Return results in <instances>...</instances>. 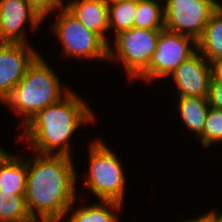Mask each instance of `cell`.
Wrapping results in <instances>:
<instances>
[{"instance_id":"277c9868","label":"cell","mask_w":222,"mask_h":222,"mask_svg":"<svg viewBox=\"0 0 222 222\" xmlns=\"http://www.w3.org/2000/svg\"><path fill=\"white\" fill-rule=\"evenodd\" d=\"M102 137L89 140L88 147V168L87 175L82 182L84 189L92 193L96 200L115 201L125 203L127 197L126 167L121 157L117 156L114 148L108 147ZM120 158V159H119Z\"/></svg>"},{"instance_id":"e0dca14e","label":"cell","mask_w":222,"mask_h":222,"mask_svg":"<svg viewBox=\"0 0 222 222\" xmlns=\"http://www.w3.org/2000/svg\"><path fill=\"white\" fill-rule=\"evenodd\" d=\"M138 1L108 0L109 29L115 35L134 26Z\"/></svg>"},{"instance_id":"6da1fadb","label":"cell","mask_w":222,"mask_h":222,"mask_svg":"<svg viewBox=\"0 0 222 222\" xmlns=\"http://www.w3.org/2000/svg\"><path fill=\"white\" fill-rule=\"evenodd\" d=\"M72 89L55 104L40 110L17 134L16 142H23L24 151L42 155L72 157L75 132L81 127L93 126L98 115L88 100ZM91 107V108H90ZM97 116V117H96ZM91 124V125H90ZM21 139V140H20Z\"/></svg>"},{"instance_id":"d6986e66","label":"cell","mask_w":222,"mask_h":222,"mask_svg":"<svg viewBox=\"0 0 222 222\" xmlns=\"http://www.w3.org/2000/svg\"><path fill=\"white\" fill-rule=\"evenodd\" d=\"M29 217L25 195L0 191V222H20Z\"/></svg>"},{"instance_id":"4316f807","label":"cell","mask_w":222,"mask_h":222,"mask_svg":"<svg viewBox=\"0 0 222 222\" xmlns=\"http://www.w3.org/2000/svg\"><path fill=\"white\" fill-rule=\"evenodd\" d=\"M3 148H5V147H3L2 145H0V151H1Z\"/></svg>"},{"instance_id":"5bb4252c","label":"cell","mask_w":222,"mask_h":222,"mask_svg":"<svg viewBox=\"0 0 222 222\" xmlns=\"http://www.w3.org/2000/svg\"><path fill=\"white\" fill-rule=\"evenodd\" d=\"M20 154L15 155L4 148L0 151V191L12 192V195H25L27 155Z\"/></svg>"},{"instance_id":"30bf717a","label":"cell","mask_w":222,"mask_h":222,"mask_svg":"<svg viewBox=\"0 0 222 222\" xmlns=\"http://www.w3.org/2000/svg\"><path fill=\"white\" fill-rule=\"evenodd\" d=\"M39 53L33 43L0 42V104L23 79L28 65Z\"/></svg>"},{"instance_id":"52a82bcc","label":"cell","mask_w":222,"mask_h":222,"mask_svg":"<svg viewBox=\"0 0 222 222\" xmlns=\"http://www.w3.org/2000/svg\"><path fill=\"white\" fill-rule=\"evenodd\" d=\"M196 52L197 41L194 38L164 28L159 34L148 68L136 80L146 84L161 82L163 79L166 82V79Z\"/></svg>"},{"instance_id":"ba28073f","label":"cell","mask_w":222,"mask_h":222,"mask_svg":"<svg viewBox=\"0 0 222 222\" xmlns=\"http://www.w3.org/2000/svg\"><path fill=\"white\" fill-rule=\"evenodd\" d=\"M165 29L201 37L211 15L222 4L219 0H163Z\"/></svg>"},{"instance_id":"9c48e42d","label":"cell","mask_w":222,"mask_h":222,"mask_svg":"<svg viewBox=\"0 0 222 222\" xmlns=\"http://www.w3.org/2000/svg\"><path fill=\"white\" fill-rule=\"evenodd\" d=\"M43 22L26 0H0L1 43L31 44L27 29L36 34Z\"/></svg>"},{"instance_id":"7402d4cb","label":"cell","mask_w":222,"mask_h":222,"mask_svg":"<svg viewBox=\"0 0 222 222\" xmlns=\"http://www.w3.org/2000/svg\"><path fill=\"white\" fill-rule=\"evenodd\" d=\"M207 98L210 107L222 110V82L217 81L213 76L209 83Z\"/></svg>"},{"instance_id":"5b68a950","label":"cell","mask_w":222,"mask_h":222,"mask_svg":"<svg viewBox=\"0 0 222 222\" xmlns=\"http://www.w3.org/2000/svg\"><path fill=\"white\" fill-rule=\"evenodd\" d=\"M53 15L56 19L48 22V28L61 44L62 59L66 57L78 62L93 60L107 63L108 44L97 33L87 29L65 7L56 10Z\"/></svg>"},{"instance_id":"44dd1931","label":"cell","mask_w":222,"mask_h":222,"mask_svg":"<svg viewBox=\"0 0 222 222\" xmlns=\"http://www.w3.org/2000/svg\"><path fill=\"white\" fill-rule=\"evenodd\" d=\"M44 20L65 6L66 0H26Z\"/></svg>"},{"instance_id":"484cf974","label":"cell","mask_w":222,"mask_h":222,"mask_svg":"<svg viewBox=\"0 0 222 222\" xmlns=\"http://www.w3.org/2000/svg\"><path fill=\"white\" fill-rule=\"evenodd\" d=\"M20 222H55V221L48 218L30 216L29 218Z\"/></svg>"},{"instance_id":"7a4b0ae2","label":"cell","mask_w":222,"mask_h":222,"mask_svg":"<svg viewBox=\"0 0 222 222\" xmlns=\"http://www.w3.org/2000/svg\"><path fill=\"white\" fill-rule=\"evenodd\" d=\"M25 202L30 216L61 222L78 197L75 157L30 152ZM33 156V157H32ZM76 165V166H75ZM78 183V184H77Z\"/></svg>"},{"instance_id":"ffe728a7","label":"cell","mask_w":222,"mask_h":222,"mask_svg":"<svg viewBox=\"0 0 222 222\" xmlns=\"http://www.w3.org/2000/svg\"><path fill=\"white\" fill-rule=\"evenodd\" d=\"M205 149L222 145V110L210 107L203 127L202 135L197 139Z\"/></svg>"},{"instance_id":"cb8c5ba5","label":"cell","mask_w":222,"mask_h":222,"mask_svg":"<svg viewBox=\"0 0 222 222\" xmlns=\"http://www.w3.org/2000/svg\"><path fill=\"white\" fill-rule=\"evenodd\" d=\"M219 211V209L217 210V208L215 209H212V210H210L209 209V211L208 212H205V213H203V212H201L210 222H222V211H221V213L220 212H218Z\"/></svg>"},{"instance_id":"d4e9b609","label":"cell","mask_w":222,"mask_h":222,"mask_svg":"<svg viewBox=\"0 0 222 222\" xmlns=\"http://www.w3.org/2000/svg\"><path fill=\"white\" fill-rule=\"evenodd\" d=\"M181 220H179V222H210L203 214L200 213V215L198 214V217H193V218H182L179 217ZM185 219V220H184Z\"/></svg>"},{"instance_id":"603a6c76","label":"cell","mask_w":222,"mask_h":222,"mask_svg":"<svg viewBox=\"0 0 222 222\" xmlns=\"http://www.w3.org/2000/svg\"><path fill=\"white\" fill-rule=\"evenodd\" d=\"M212 76L219 82H222V58H219L211 63Z\"/></svg>"},{"instance_id":"8fae6325","label":"cell","mask_w":222,"mask_h":222,"mask_svg":"<svg viewBox=\"0 0 222 222\" xmlns=\"http://www.w3.org/2000/svg\"><path fill=\"white\" fill-rule=\"evenodd\" d=\"M211 77V63L197 51L168 78L171 80V85L174 83V93L178 94L177 96L207 97Z\"/></svg>"},{"instance_id":"8992f818","label":"cell","mask_w":222,"mask_h":222,"mask_svg":"<svg viewBox=\"0 0 222 222\" xmlns=\"http://www.w3.org/2000/svg\"><path fill=\"white\" fill-rule=\"evenodd\" d=\"M161 30L132 27L113 35V43L107 45V63H121L127 79L133 84V80L148 68Z\"/></svg>"},{"instance_id":"9a60e30c","label":"cell","mask_w":222,"mask_h":222,"mask_svg":"<svg viewBox=\"0 0 222 222\" xmlns=\"http://www.w3.org/2000/svg\"><path fill=\"white\" fill-rule=\"evenodd\" d=\"M175 109L179 113L178 117L183 128L193 134L194 139H198L203 133L205 120L210 109L207 97L199 96H177L175 98Z\"/></svg>"},{"instance_id":"7c38bea8","label":"cell","mask_w":222,"mask_h":222,"mask_svg":"<svg viewBox=\"0 0 222 222\" xmlns=\"http://www.w3.org/2000/svg\"><path fill=\"white\" fill-rule=\"evenodd\" d=\"M87 29L111 42L108 0H66L64 6Z\"/></svg>"},{"instance_id":"3957f363","label":"cell","mask_w":222,"mask_h":222,"mask_svg":"<svg viewBox=\"0 0 222 222\" xmlns=\"http://www.w3.org/2000/svg\"><path fill=\"white\" fill-rule=\"evenodd\" d=\"M44 57L40 52L34 58L23 79L2 103L15 117H20L16 129H22L40 110L57 103L72 90L70 85L60 80L55 67Z\"/></svg>"},{"instance_id":"4fadbf2b","label":"cell","mask_w":222,"mask_h":222,"mask_svg":"<svg viewBox=\"0 0 222 222\" xmlns=\"http://www.w3.org/2000/svg\"><path fill=\"white\" fill-rule=\"evenodd\" d=\"M82 196L83 194L81 197L78 195L79 198L77 197L66 211L61 222H121L120 214L125 207L123 204L103 200H96L94 203L87 204L85 196Z\"/></svg>"},{"instance_id":"ac0fdd59","label":"cell","mask_w":222,"mask_h":222,"mask_svg":"<svg viewBox=\"0 0 222 222\" xmlns=\"http://www.w3.org/2000/svg\"><path fill=\"white\" fill-rule=\"evenodd\" d=\"M133 27L140 29H164L163 0H139Z\"/></svg>"},{"instance_id":"2e32d148","label":"cell","mask_w":222,"mask_h":222,"mask_svg":"<svg viewBox=\"0 0 222 222\" xmlns=\"http://www.w3.org/2000/svg\"><path fill=\"white\" fill-rule=\"evenodd\" d=\"M197 51L210 63L222 58V4L211 15L197 40Z\"/></svg>"}]
</instances>
